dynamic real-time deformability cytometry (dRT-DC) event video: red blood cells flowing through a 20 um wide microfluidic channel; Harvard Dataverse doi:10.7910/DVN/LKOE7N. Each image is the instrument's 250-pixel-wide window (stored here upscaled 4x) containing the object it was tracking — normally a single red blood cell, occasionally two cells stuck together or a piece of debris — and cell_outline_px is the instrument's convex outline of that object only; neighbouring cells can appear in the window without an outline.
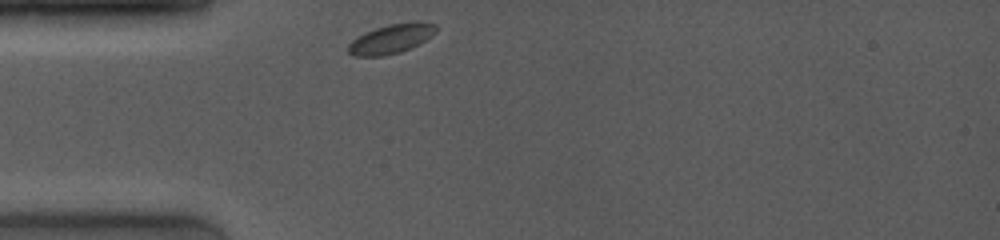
{"species": "common noctule bat (a hibernating species)", "species_latin": "Nyctalus noctula", "temperature_condition": "room temperature", "stored_images_in_passage": 45, "camera_frame_rate_fps": 4000, "um_per_image_px": 0.085, "animal": {"sex": "female", "body_mass_g": 19.0, "forearm_length_mm": 53.3}, "frame": {"image": 1, "passage_image": 1, "time_ms": 0.0, "image_size_px": [1000, 240], "cell_outline_px": [[436, 32], [432, 36], [400, 52], [384, 56], [352, 56], [348, 52], [348, 44], [352, 40], [376, 28], [388, 24], [436, 24]], "centroid_in_image_um": [33.17, 3.35], "position_along_channel_um": 51.8, "area_um2": 14.22}}
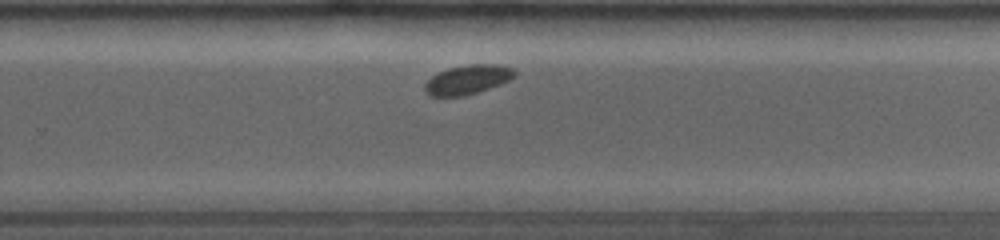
{"frame": {"image": 2, "passage_image": 32, "time_ms": 6.5, "image_size_px": [1000, 240], "cell_outline_px": [[516, 76], [500, 84], [464, 96], [432, 96], [424, 92], [424, 84], [432, 76], [448, 68], [468, 64], [496, 64], [512, 68], [516, 72]], "centroid_in_image_um": [39.74, 6.76], "position_along_channel_um": 290.1, "area_um2": 15.2}}
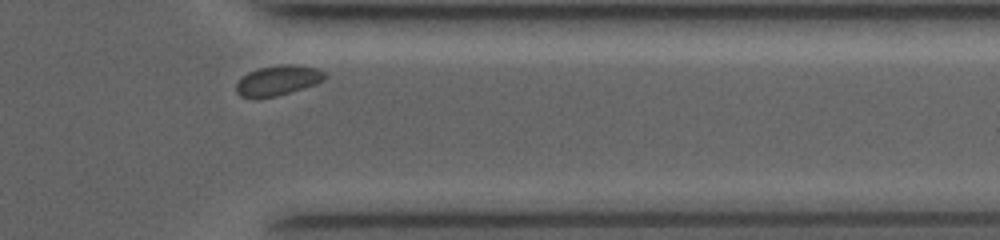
{"frame": {"image": 3, "passage_image": 41, "time_ms": 9.0, "image_size_px": [1000, 240], "cell_outline_px": [[328, 76], [324, 80], [316, 84], [276, 96], [256, 100], [240, 96], [236, 92], [236, 84], [248, 72], [260, 68], [284, 64], [292, 64], [316, 68], [324, 72]], "centroid_in_image_um": [23.61, 6.86], "position_along_channel_um": 387.8, "area_um2": 15.61}}